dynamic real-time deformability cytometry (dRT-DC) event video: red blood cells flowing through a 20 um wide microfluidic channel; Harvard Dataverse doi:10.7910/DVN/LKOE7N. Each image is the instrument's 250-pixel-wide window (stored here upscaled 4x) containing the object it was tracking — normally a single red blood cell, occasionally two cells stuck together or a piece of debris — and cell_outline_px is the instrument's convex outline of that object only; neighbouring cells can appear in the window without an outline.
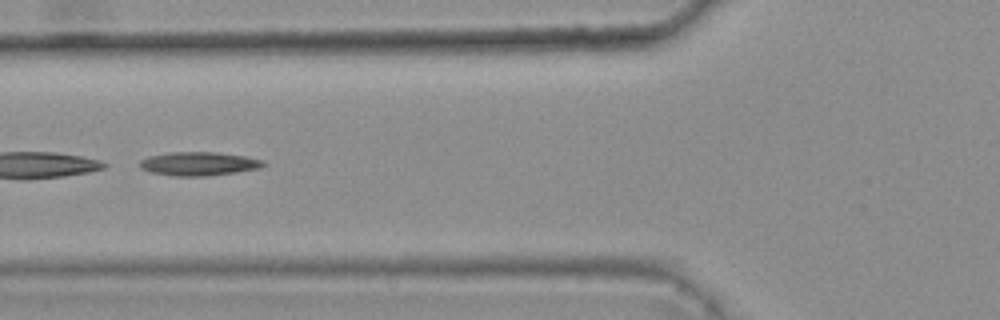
{"species": "common noctule bat (a hibernating species)", "species_latin": "Nyctalus noctula", "temperature_condition": "warm", "stored_images_in_passage": 4, "camera_frame_rate_fps": 3000, "um_per_image_px": 0.085, "animal": {"sex": "female", "body_mass_g": 25.1}, "frame": {"image": 1, "passage_image": 2, "time_ms": 0.333, "image_size_px": [1000, 320], "cell_outline_px": [[268, 164], [260, 168], [236, 172], [208, 176], [172, 176], [152, 172], [140, 168], [140, 160], [148, 156], [172, 152], [216, 152], [244, 156], [264, 160]], "centroid_in_image_um": [16.92, 13.92], "position_along_channel_um": 108.9, "area_um2": 17.11}}
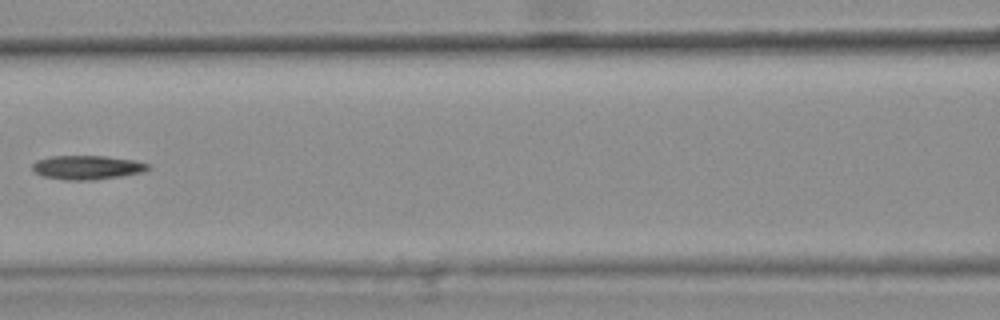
{"frame": {"image": 2, "passage_image": 3, "time_ms": 0.667, "image_size_px": [1000, 320], "cell_outline_px": [[152, 168], [140, 172], [120, 176], [92, 180], [64, 180], [44, 176], [32, 172], [32, 164], [36, 160], [52, 156], [104, 156], [136, 160], [148, 164]], "centroid_in_image_um": [7.37, 14.23], "position_along_channel_um": 159.2, "area_um2": 16.18}}